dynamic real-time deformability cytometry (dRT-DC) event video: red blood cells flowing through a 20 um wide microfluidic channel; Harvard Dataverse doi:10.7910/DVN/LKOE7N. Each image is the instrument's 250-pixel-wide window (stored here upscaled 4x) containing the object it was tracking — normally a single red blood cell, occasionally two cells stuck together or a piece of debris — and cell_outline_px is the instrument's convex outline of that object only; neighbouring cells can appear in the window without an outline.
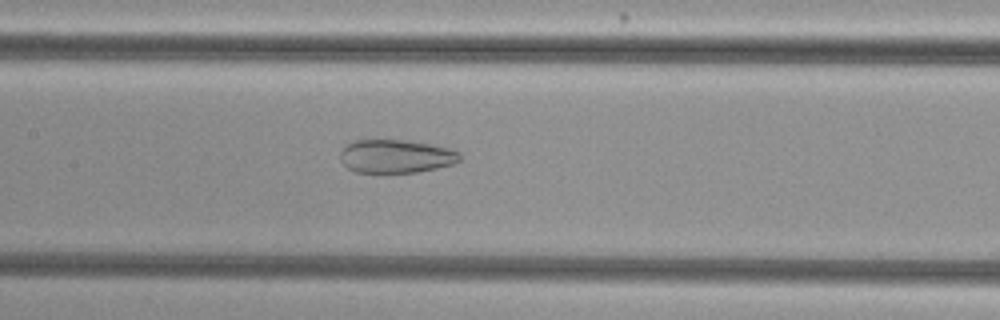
{"species": "common noctule bat (a hibernating species)", "species_latin": "Nyctalus noctula", "temperature_condition": "cold", "stored_images_in_passage": 56, "camera_frame_rate_fps": 3000, "um_per_image_px": 0.085, "animal": {"sex": "female", "body_mass_g": 29.2, "forearm_length_mm": 56.3}, "frame": {"image": 1, "passage_image": 27, "time_ms": 8.667, "image_size_px": [1000, 320], "cell_outline_px": [[460, 160], [452, 164], [436, 168], [416, 172], [356, 172], [348, 168], [340, 160], [340, 152], [352, 140], [404, 140], [432, 144], [452, 148], [460, 152]], "centroid_in_image_um": [33.67, 13.27], "position_along_channel_um": 173.7, "area_um2": 23.24}}
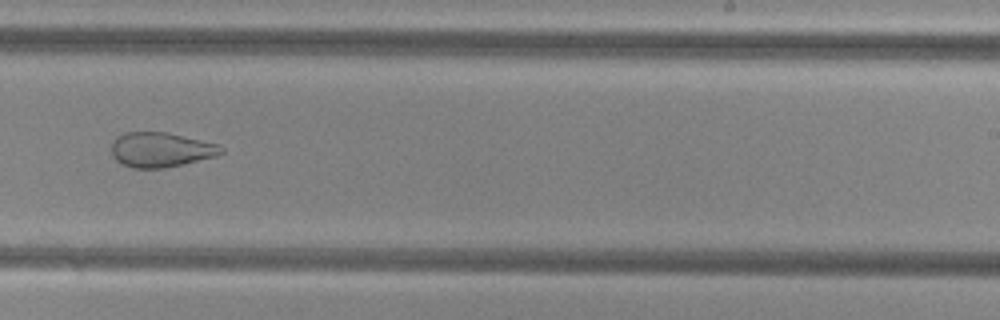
{"frame": {"image": 2, "passage_image": 35, "time_ms": 11.333, "image_size_px": [1000, 320], "cell_outline_px": [[224, 152], [216, 156], [184, 164], [164, 168], [132, 168], [120, 164], [112, 156], [112, 140], [116, 136], [124, 132], [168, 132], [220, 144], [224, 148]], "centroid_in_image_um": [13.67, 12.72], "position_along_channel_um": 275.3, "area_um2": 22.6}}
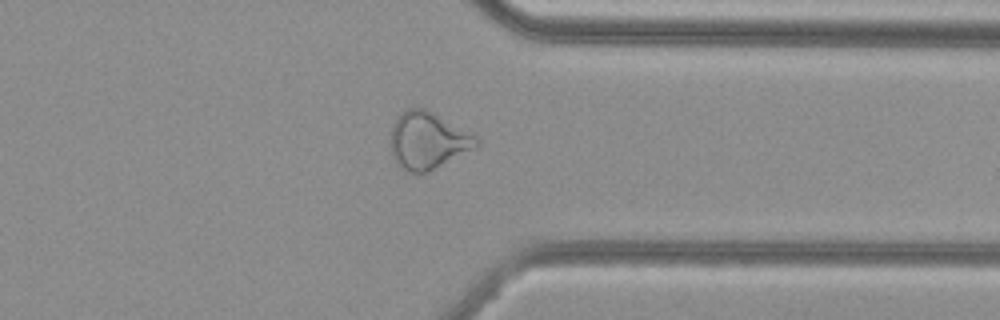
{"frame": {"image": 3, "passage_image": 43, "time_ms": 14.0, "image_size_px": [1000, 320], "cell_outline_px": [[480, 144], [476, 148], [424, 172], [404, 172], [396, 164], [392, 156], [388, 144], [388, 140], [392, 124], [396, 116], [400, 112], [408, 108], [424, 108], [432, 112], [476, 136], [480, 140]], "centroid_in_image_um": [36.28, 11.94], "position_along_channel_um": 375.1, "area_um2": 28.67}}